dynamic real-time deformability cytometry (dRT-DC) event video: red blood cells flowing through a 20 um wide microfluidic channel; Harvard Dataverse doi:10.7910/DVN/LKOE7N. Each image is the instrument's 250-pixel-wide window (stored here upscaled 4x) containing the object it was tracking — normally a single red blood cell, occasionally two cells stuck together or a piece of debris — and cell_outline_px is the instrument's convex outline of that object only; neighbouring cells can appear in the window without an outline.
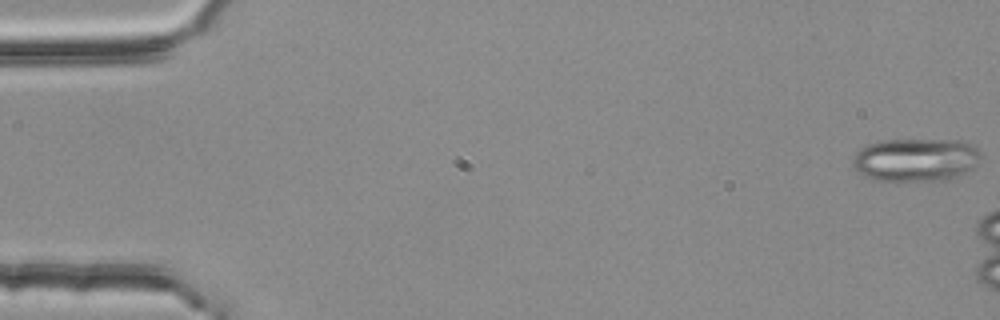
{"species": "common noctule bat (a hibernating species)", "species_latin": "Nyctalus noctula", "temperature_condition": "room temperature", "stored_images_in_passage": 8, "camera_frame_rate_fps": 3000, "um_per_image_px": 0.085, "animal": {"sex": "female", "body_mass_g": 25.1}, "frame": {"image": 1, "passage_image": 1, "time_ms": 0.0, "image_size_px": [1000, 320], "cell_outline_px": [[980, 156], [976, 164], [964, 176], [948, 180], [896, 184], [872, 180], [856, 172], [852, 164], [852, 156], [856, 152], [868, 144], [884, 140], [964, 140], [972, 144], [980, 152]], "centroid_in_image_um": [77.81, 13.65], "position_along_channel_um": 7.2, "area_um2": 33.7}}